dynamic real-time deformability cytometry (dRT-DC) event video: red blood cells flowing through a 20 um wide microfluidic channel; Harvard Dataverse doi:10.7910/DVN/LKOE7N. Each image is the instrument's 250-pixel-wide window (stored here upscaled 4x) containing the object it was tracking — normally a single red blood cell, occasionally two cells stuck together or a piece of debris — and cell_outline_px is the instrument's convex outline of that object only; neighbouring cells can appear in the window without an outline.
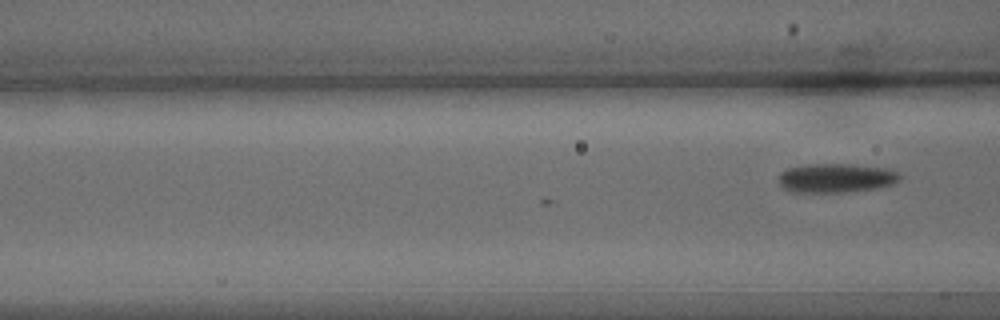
{"species": "common noctule bat (a hibernating species)", "species_latin": "Nyctalus noctula", "temperature_condition": "warm", "stored_images_in_passage": 3, "camera_frame_rate_fps": 3000, "um_per_image_px": 0.085, "animal": {"sex": "male", "body_mass_g": 15.6}, "frame": {"image": 1, "passage_image": 3, "time_ms": 0.667, "image_size_px": [1000, 320], "cell_outline_px": [[904, 176], [900, 180], [892, 184], [876, 188], [848, 192], [792, 192], [784, 188], [780, 184], [780, 172], [788, 168], [808, 164], [848, 164], [892, 168], [900, 172]], "centroid_in_image_um": [71.15, 15.12], "position_along_channel_um": 95.5, "area_um2": 20.81}}